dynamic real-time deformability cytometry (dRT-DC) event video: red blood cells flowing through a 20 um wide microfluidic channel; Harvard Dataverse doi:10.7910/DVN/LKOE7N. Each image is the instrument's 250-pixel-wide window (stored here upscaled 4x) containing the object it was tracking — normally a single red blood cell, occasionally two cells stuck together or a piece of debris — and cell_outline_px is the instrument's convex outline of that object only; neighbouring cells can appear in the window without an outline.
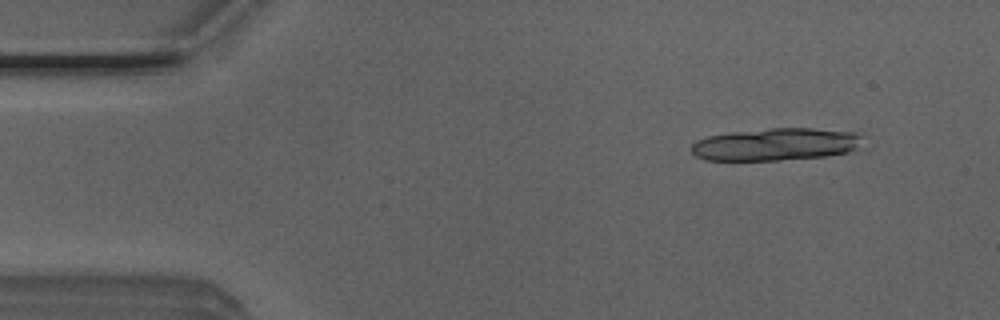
{"species": "Egyptian fruit bat (a non-hibernating species)", "species_latin": "Rousettus aegyptiacus", "temperature_condition": "room temperature", "stored_images_in_passage": 16, "camera_frame_rate_fps": 3000, "um_per_image_px": 0.085, "animal": {"sex": "male"}, "frame": {"image": 1, "passage_image": 5, "time_ms": 1.333, "image_size_px": [1000, 320], "cell_outline_px": [[864, 136], [856, 148], [848, 152], [824, 156], [780, 160], [704, 160], [696, 156], [692, 152], [692, 144], [696, 140], [708, 136], [732, 132], [768, 128], [812, 128], [856, 132]], "centroid_in_image_um": [65.93, 12.26], "position_along_channel_um": 19.1, "area_um2": 32.37}}